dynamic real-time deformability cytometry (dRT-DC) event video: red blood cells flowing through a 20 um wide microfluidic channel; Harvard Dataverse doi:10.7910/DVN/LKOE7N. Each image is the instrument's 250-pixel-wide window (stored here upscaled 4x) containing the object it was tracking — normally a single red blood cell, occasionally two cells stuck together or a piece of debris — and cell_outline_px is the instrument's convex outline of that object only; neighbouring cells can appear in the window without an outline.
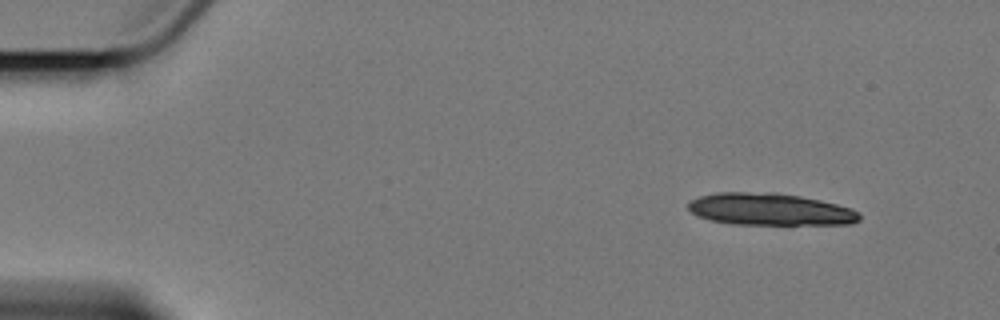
{"species": "Egyptian fruit bat (a non-hibernating species)", "species_latin": "Rousettus aegyptiacus", "temperature_condition": "cold", "stored_images_in_passage": 5, "camera_frame_rate_fps": 3000, "um_per_image_px": 0.085, "animal": {"sex": "female"}, "frame": {"image": 1, "passage_image": 1, "time_ms": 0.0, "image_size_px": [1000, 320], "cell_outline_px": [[860, 220], [852, 224], [736, 224], [712, 220], [700, 216], [692, 212], [688, 208], [688, 204], [692, 200], [700, 196], [716, 192], [776, 192], [800, 196], [820, 200], [852, 208], [860, 212]], "centroid_in_image_um": [65.5, 17.78], "position_along_channel_um": 19.5, "area_um2": 31.91}}